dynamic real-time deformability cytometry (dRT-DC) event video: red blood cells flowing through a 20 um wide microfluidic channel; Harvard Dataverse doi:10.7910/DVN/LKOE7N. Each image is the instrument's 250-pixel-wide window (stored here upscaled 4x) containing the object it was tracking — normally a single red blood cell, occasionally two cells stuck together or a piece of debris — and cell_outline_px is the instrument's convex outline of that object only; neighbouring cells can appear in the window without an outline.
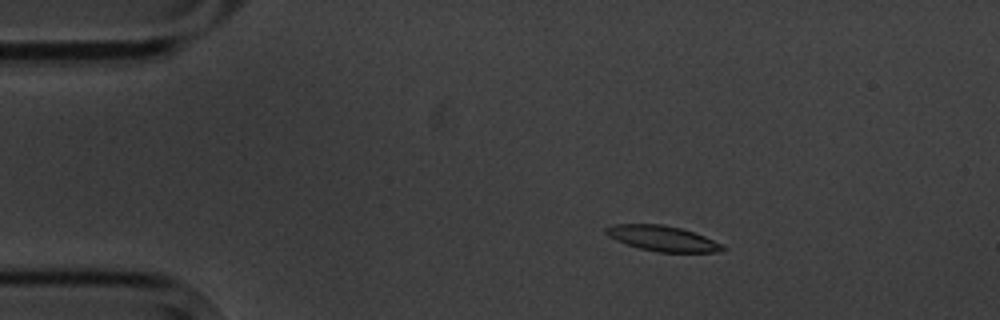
{"species": "common noctule bat (a hibernating species)", "species_latin": "Nyctalus noctula", "temperature_condition": "cold", "stored_images_in_passage": 5, "camera_frame_rate_fps": 3000, "um_per_image_px": 0.085, "animal": {"sex": "male", "body_mass_g": 20.1, "forearm_length_mm": 53.5}, "frame": {"image": 1, "passage_image": 2, "time_ms": 2.0, "image_size_px": [1000, 320], "cell_outline_px": [[724, 248], [720, 252], [656, 252], [640, 248], [616, 240], [608, 236], [604, 232], [604, 228], [612, 224], [660, 224], [680, 228], [704, 236], [720, 244]], "centroid_in_image_um": [56.25, 20.26], "position_along_channel_um": 28.8, "area_um2": 16.99}}
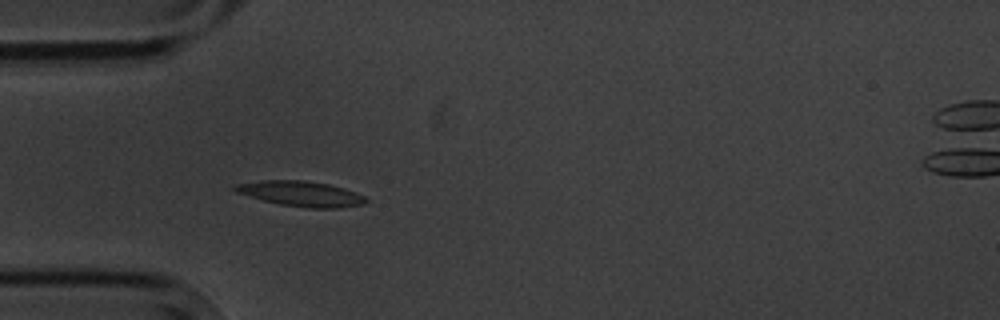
{"frame": {"image": 2, "passage_image": 4, "time_ms": 4.333, "image_size_px": [1000, 320], "cell_outline_px": [[368, 200], [364, 204], [336, 208], [308, 208], [280, 204], [264, 200], [236, 192], [232, 188], [236, 184], [264, 180], [304, 180], [328, 184], [344, 188], [364, 196]], "centroid_in_image_um": [25.6, 16.46], "position_along_channel_um": 59.4, "area_um2": 19.02}}